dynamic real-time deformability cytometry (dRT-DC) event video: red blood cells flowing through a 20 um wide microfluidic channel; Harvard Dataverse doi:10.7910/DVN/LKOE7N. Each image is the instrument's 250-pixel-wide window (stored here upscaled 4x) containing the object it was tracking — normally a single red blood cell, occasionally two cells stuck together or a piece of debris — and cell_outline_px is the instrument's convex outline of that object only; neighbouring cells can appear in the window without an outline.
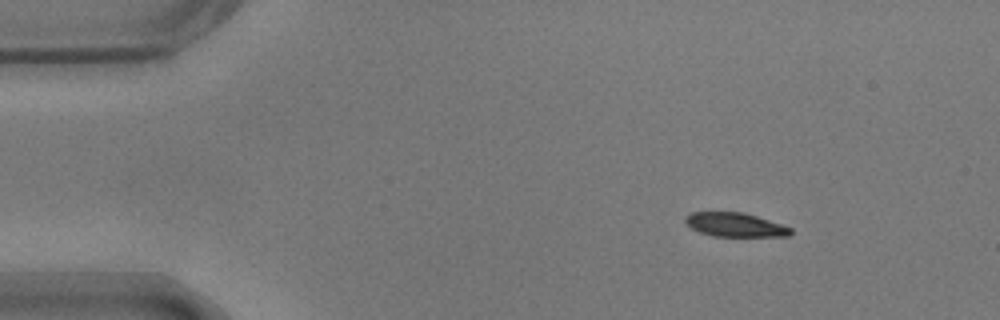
{"species": "common noctule bat (a hibernating species)", "species_latin": "Nyctalus noctula", "temperature_condition": "warm", "stored_images_in_passage": 48, "camera_frame_rate_fps": 3000, "um_per_image_px": 0.085, "animal": {"sex": "male", "body_mass_g": 17.9}, "frame": {"image": 1, "passage_image": 1, "time_ms": 0.0, "image_size_px": [1000, 320], "cell_outline_px": [[792, 232], [788, 236], [712, 236], [700, 232], [692, 228], [684, 220], [684, 216], [692, 212], [744, 212], [792, 228]], "centroid_in_image_um": [62.46, 19.1], "position_along_channel_um": 22.5, "area_um2": 14.57}}
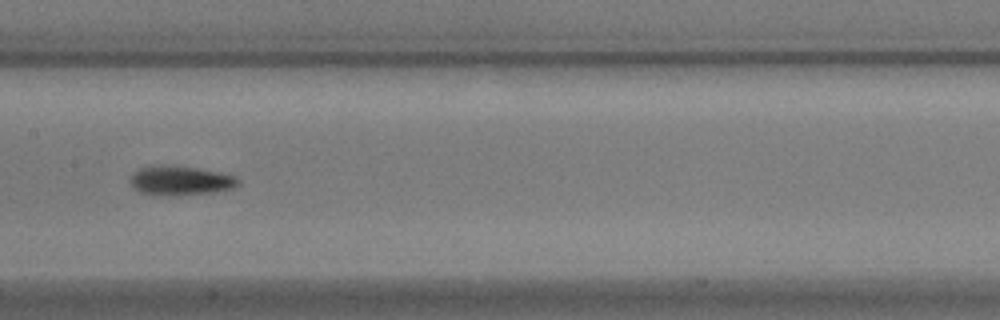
{"frame": {"image": 2, "passage_image": 21, "time_ms": 6.667, "image_size_px": [1000, 320], "cell_outline_px": [[240, 184], [232, 188], [212, 192], [180, 196], [152, 196], [140, 192], [132, 188], [128, 180], [140, 168], [196, 168], [220, 172], [236, 176], [240, 180]], "centroid_in_image_um": [15.36, 15.43], "position_along_channel_um": 192.0, "area_um2": 18.03}}
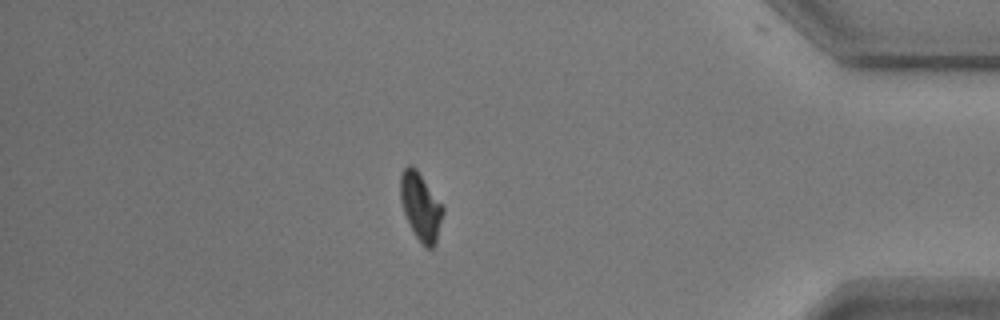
{"frame": {"image": 3, "passage_image": 41, "time_ms": 13.333, "image_size_px": [1000, 320], "cell_outline_px": [[444, 212], [436, 244], [432, 248], [424, 248], [416, 236], [404, 212], [400, 200], [400, 176], [404, 168], [408, 164], [412, 164], [416, 168], [444, 208]], "centroid_in_image_um": [35.76, 17.56], "position_along_channel_um": 399.4, "area_um2": 16.65}, "authors_computed_cell_mechanics": {"area_um2": 16.8198, "velocity_mm_per_s": 3.6679, "shape_relaxation_time_tau1_ms": 4.8964, "shape_relaxation_time_tau2_ms": 7.1434, "deformation_change_tau1": 0.1474, "deformation_change_tau2": 0.1117}}